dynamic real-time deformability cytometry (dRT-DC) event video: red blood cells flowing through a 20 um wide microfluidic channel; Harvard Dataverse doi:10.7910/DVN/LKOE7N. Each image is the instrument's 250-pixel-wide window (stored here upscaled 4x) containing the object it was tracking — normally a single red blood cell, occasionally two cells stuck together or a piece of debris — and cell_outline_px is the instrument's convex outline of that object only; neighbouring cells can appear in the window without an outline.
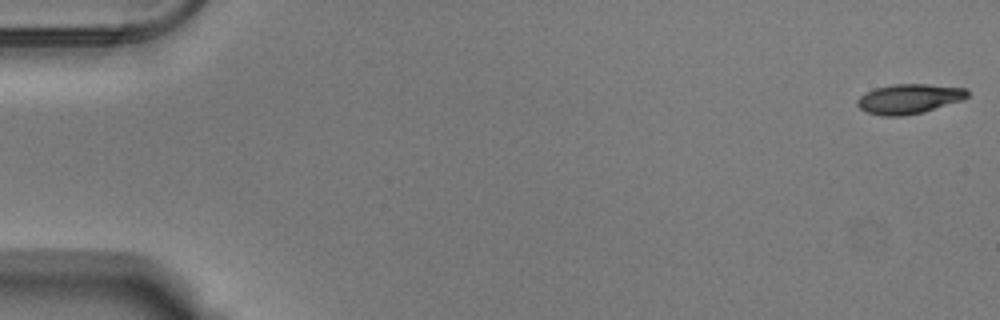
{"species": "Egyptian fruit bat (a non-hibernating species)", "species_latin": "Rousettus aegyptiacus", "temperature_condition": "warm", "stored_images_in_passage": 54, "camera_frame_rate_fps": 3000, "um_per_image_px": 0.085, "animal": {"sex": "male"}, "frame": {"image": 1, "passage_image": 1, "time_ms": 0.0, "image_size_px": [1000, 320], "cell_outline_px": [[968, 96], [960, 100], [924, 112], [904, 116], [884, 116], [868, 112], [860, 108], [856, 104], [856, 100], [860, 96], [876, 88], [892, 84], [928, 84], [968, 88]], "centroid_in_image_um": [77.27, 8.4], "position_along_channel_um": 7.7, "area_um2": 18.96}}
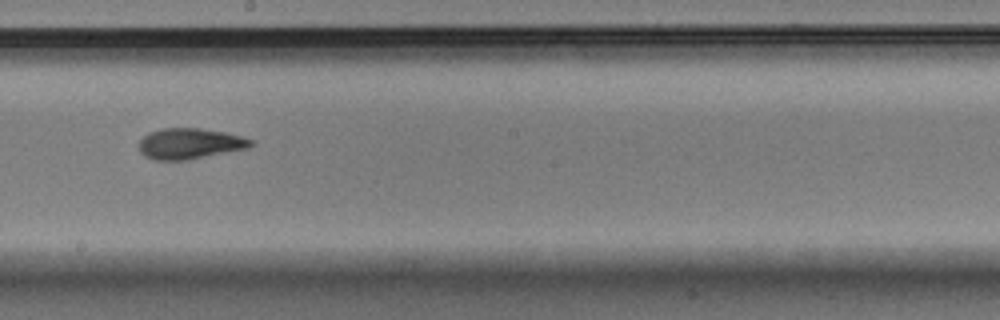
{"frame": {"image": 2, "passage_image": 31, "time_ms": 10.0, "image_size_px": [1000, 320], "cell_outline_px": [[252, 144], [248, 148], [188, 160], [156, 160], [144, 156], [140, 152], [140, 140], [148, 132], [164, 128], [200, 128], [224, 132], [240, 136], [252, 140]], "centroid_in_image_um": [16.11, 12.21], "position_along_channel_um": 232.1, "area_um2": 19.94}}
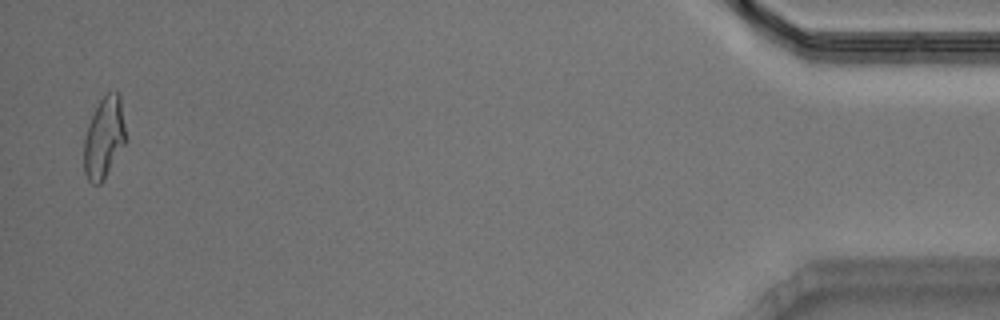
{"frame": {"image": 3, "passage_image": 53, "time_ms": 17.333, "image_size_px": [1000, 320], "cell_outline_px": [[124, 144], [104, 180], [100, 184], [92, 184], [88, 180], [84, 172], [84, 140], [92, 116], [100, 100], [108, 92], [120, 92], [124, 124]], "centroid_in_image_um": [8.83, 11.73], "position_along_channel_um": 426.4, "area_um2": 19.36}, "authors_computed_cell_mechanics": {"area_um2": 19.6809, "velocity_mm_per_s": 3.7924, "shape_relaxation_time_tau1_ms": 7.9009, "shape_relaxation_time_tau2_ms": 2.3586, "deformation_change_tau1": 0.2195, "deformation_change_tau2": 0.0971}}